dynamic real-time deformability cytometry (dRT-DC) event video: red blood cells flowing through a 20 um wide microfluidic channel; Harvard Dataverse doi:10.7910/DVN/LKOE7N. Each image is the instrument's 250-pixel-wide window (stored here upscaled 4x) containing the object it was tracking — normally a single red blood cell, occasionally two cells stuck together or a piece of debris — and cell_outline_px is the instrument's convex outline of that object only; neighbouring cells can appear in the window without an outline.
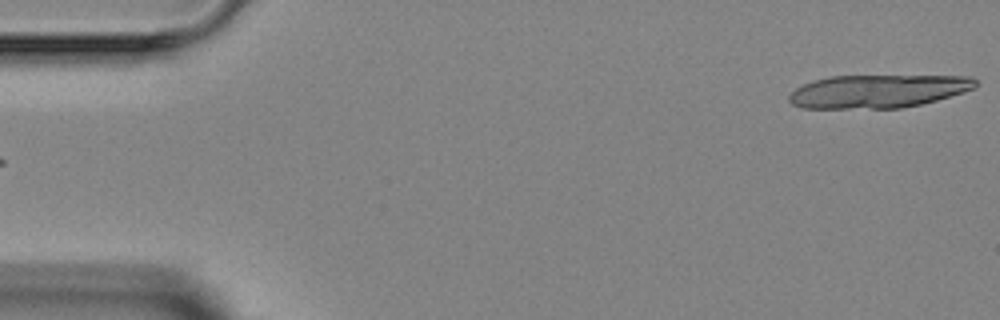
{"species": "Egyptian fruit bat (a non-hibernating species)", "species_latin": "Rousettus aegyptiacus", "temperature_condition": "room temperature", "stored_images_in_passage": 5, "segment_of_instrument_passage": [2, 2], "camera_frame_rate_fps": 3000, "um_per_image_px": 0.085, "animal": {"sex": "female"}, "frame": {"image": 1, "passage_image": 5, "time_ms": 4.667, "image_size_px": [1000, 320], "cell_outline_px": [[976, 88], [964, 92], [936, 100], [920, 104], [900, 108], [804, 108], [792, 104], [788, 100], [788, 96], [796, 88], [812, 80], [832, 76], [972, 76], [976, 80]], "centroid_in_image_um": [74.62, 7.75], "position_along_channel_um": 10.4, "area_um2": 35.95}}